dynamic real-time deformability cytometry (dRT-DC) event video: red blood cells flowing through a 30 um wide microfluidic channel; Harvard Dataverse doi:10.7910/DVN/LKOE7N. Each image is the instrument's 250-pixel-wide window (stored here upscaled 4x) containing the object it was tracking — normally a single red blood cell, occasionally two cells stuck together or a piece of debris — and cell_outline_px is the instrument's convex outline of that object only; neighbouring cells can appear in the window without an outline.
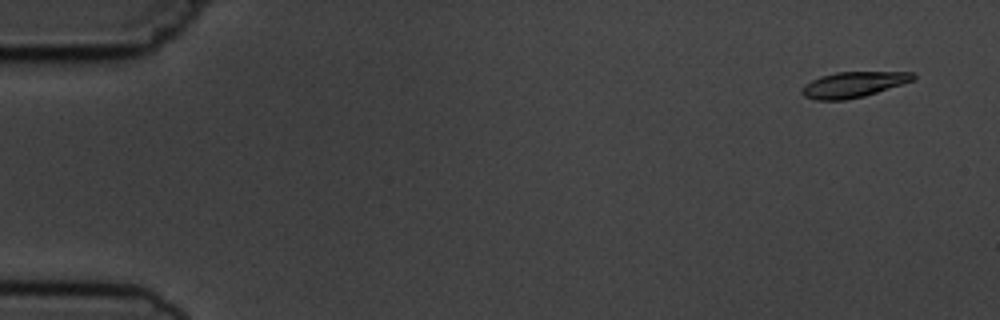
{"species": "common noctule bat (a hibernating species)", "species_latin": "Nyctalus noctula", "temperature_condition": "cold", "stored_images_in_passage": 8, "camera_frame_rate_fps": 3000, "um_per_image_px": 0.085, "animal": {"sex": "male", "body_mass_g": 19.5, "forearm_length_mm": 54.6}, "frame": {"image": 1, "passage_image": 1, "time_ms": 0.0, "image_size_px": [1000, 320], "cell_outline_px": [[916, 80], [864, 96], [844, 100], [816, 100], [804, 96], [800, 92], [800, 88], [804, 84], [820, 76], [836, 72], [912, 72], [916, 76]], "centroid_in_image_um": [72.52, 7.19], "position_along_channel_um": 12.5, "area_um2": 16.7}}
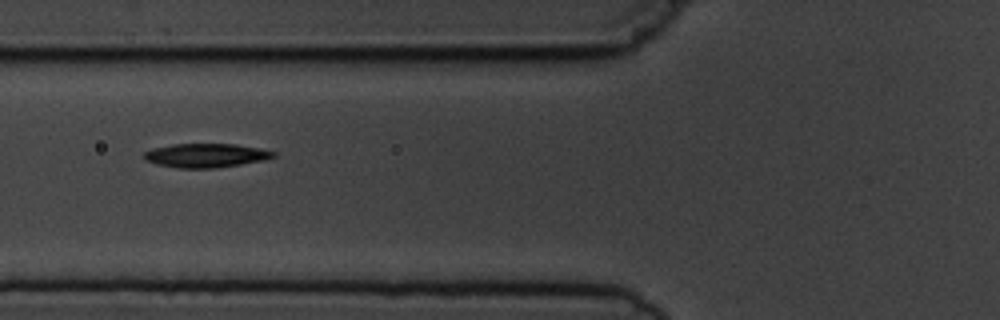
{"frame": {"image": 2, "passage_image": 6, "time_ms": 6.0, "image_size_px": [1000, 320], "cell_outline_px": [[276, 156], [264, 160], [216, 168], [176, 168], [156, 164], [144, 160], [144, 152], [152, 148], [172, 144], [236, 144], [260, 148], [276, 152]], "centroid_in_image_um": [17.48, 13.21], "position_along_channel_um": 108.3, "area_um2": 18.15}}
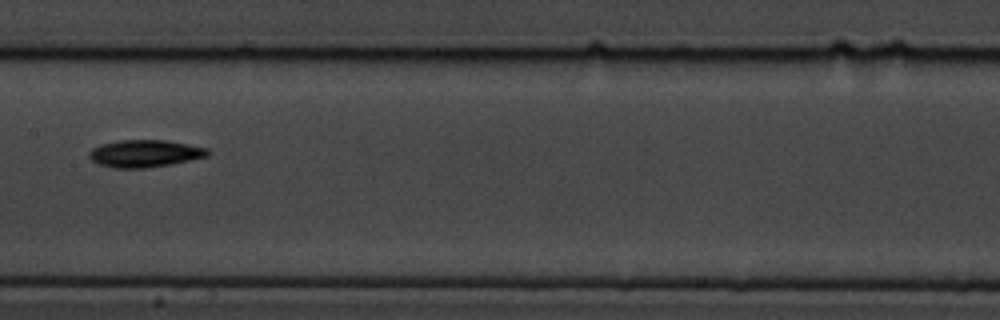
{"frame": {"image": 3, "passage_image": 8, "time_ms": 8.333, "image_size_px": [1000, 320], "cell_outline_px": [[212, 152], [208, 156], [168, 164], [144, 168], [112, 168], [100, 164], [92, 160], [88, 156], [88, 152], [92, 148], [100, 144], [120, 140], [164, 140], [208, 148]], "centroid_in_image_um": [12.28, 13.04], "position_along_channel_um": 195.1, "area_um2": 18.73}}